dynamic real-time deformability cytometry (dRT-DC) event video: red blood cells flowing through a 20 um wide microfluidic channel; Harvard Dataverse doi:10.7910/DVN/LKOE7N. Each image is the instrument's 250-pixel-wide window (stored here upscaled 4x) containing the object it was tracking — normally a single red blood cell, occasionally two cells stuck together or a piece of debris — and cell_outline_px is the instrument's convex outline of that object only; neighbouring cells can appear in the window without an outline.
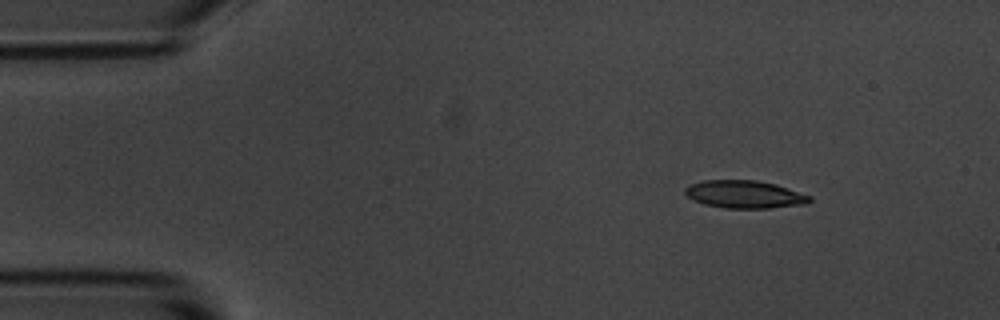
{"species": "common noctule bat (a hibernating species)", "species_latin": "Nyctalus noctula", "temperature_condition": "room temperature", "stored_images_in_passage": 4, "camera_frame_rate_fps": 3000, "um_per_image_px": 0.085, "animal": {"sex": "male", "body_mass_g": 20.1, "forearm_length_mm": 53.5}, "frame": {"image": 1, "passage_image": 1, "time_ms": 0.0, "image_size_px": [1000, 320], "cell_outline_px": [[812, 200], [808, 204], [768, 208], [724, 208], [704, 204], [692, 200], [684, 192], [684, 188], [688, 184], [704, 180], [756, 180], [776, 184], [812, 196]], "centroid_in_image_um": [63.29, 16.52], "position_along_channel_um": 21.7, "area_um2": 20.35}}